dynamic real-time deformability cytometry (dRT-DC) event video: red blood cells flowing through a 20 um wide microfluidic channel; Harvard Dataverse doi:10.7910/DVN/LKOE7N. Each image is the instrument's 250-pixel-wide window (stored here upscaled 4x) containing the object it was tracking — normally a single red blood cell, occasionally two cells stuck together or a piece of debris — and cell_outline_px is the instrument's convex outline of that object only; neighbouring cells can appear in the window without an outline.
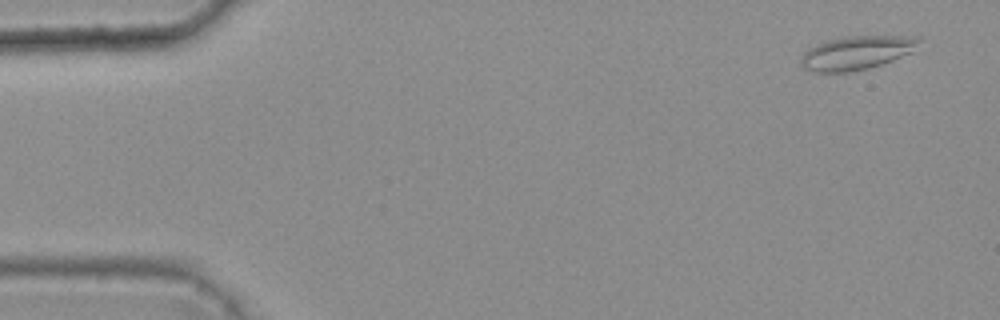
{"species": "common noctule bat (a hibernating species)", "species_latin": "Nyctalus noctula", "temperature_condition": "warm", "stored_images_in_passage": 4, "camera_frame_rate_fps": 3000, "um_per_image_px": 0.085, "animal": {"sex": "female", "body_mass_g": 25.1}, "frame": {"image": 1, "passage_image": 1, "time_ms": 0.0, "image_size_px": [1000, 320], "cell_outline_px": [[920, 40], [912, 52], [892, 60], [868, 68], [848, 72], [812, 72], [804, 68], [800, 64], [800, 60], [804, 52], [808, 48], [816, 44], [828, 40], [844, 36], [920, 36]], "centroid_in_image_um": [72.77, 4.48], "position_along_channel_um": 12.2, "area_um2": 23.12}}